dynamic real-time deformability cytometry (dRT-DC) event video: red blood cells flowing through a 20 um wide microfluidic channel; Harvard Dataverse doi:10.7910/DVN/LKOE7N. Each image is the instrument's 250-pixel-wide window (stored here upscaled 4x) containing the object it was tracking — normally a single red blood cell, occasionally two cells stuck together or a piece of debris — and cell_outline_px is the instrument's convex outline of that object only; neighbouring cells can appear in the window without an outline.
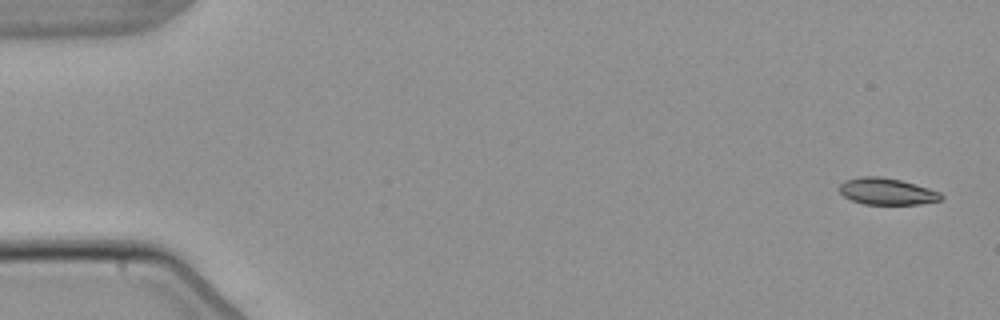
{"species": "common noctule bat (a hibernating species)", "species_latin": "Nyctalus noctula", "temperature_condition": "warm", "stored_images_in_passage": 5, "camera_frame_rate_fps": 3000, "um_per_image_px": 0.085, "animal": {"sex": "male", "body_mass_g": 21.5, "forearm_length_mm": 52.0}, "frame": {"image": 1, "passage_image": 1, "time_ms": 0.0, "image_size_px": [1000, 320], "cell_outline_px": [[944, 200], [920, 204], [864, 204], [852, 200], [844, 196], [840, 192], [840, 184], [844, 180], [860, 176], [880, 176], [900, 180], [928, 188], [940, 192], [944, 196]], "centroid_in_image_um": [75.4, 16.27], "position_along_channel_um": 9.6, "area_um2": 15.84}}